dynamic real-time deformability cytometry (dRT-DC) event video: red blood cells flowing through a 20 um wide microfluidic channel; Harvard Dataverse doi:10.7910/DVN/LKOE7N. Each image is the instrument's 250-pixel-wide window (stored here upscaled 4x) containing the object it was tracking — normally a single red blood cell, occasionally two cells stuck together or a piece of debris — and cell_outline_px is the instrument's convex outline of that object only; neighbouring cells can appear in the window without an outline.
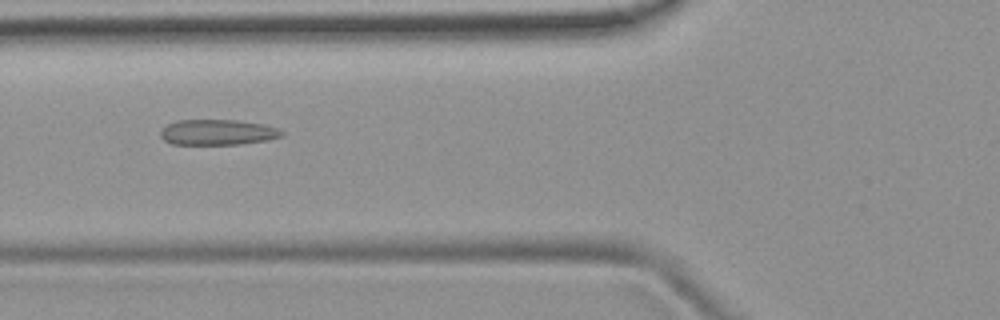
{"species": "common noctule bat (a hibernating species)", "species_latin": "Nyctalus noctula", "temperature_condition": "room temperature", "stored_images_in_passage": 38, "camera_frame_rate_fps": 3000, "um_per_image_px": 0.085, "animal": {"sex": "female", "body_mass_g": 19.9}, "frame": {"image": 1, "passage_image": 6, "time_ms": 1.667, "image_size_px": [1000, 320], "cell_outline_px": [[284, 136], [268, 140], [240, 144], [172, 144], [164, 140], [160, 136], [160, 132], [168, 124], [176, 120], [236, 120], [264, 124], [276, 128], [284, 132]], "centroid_in_image_um": [18.52, 11.24], "position_along_channel_um": 107.3, "area_um2": 18.03}}
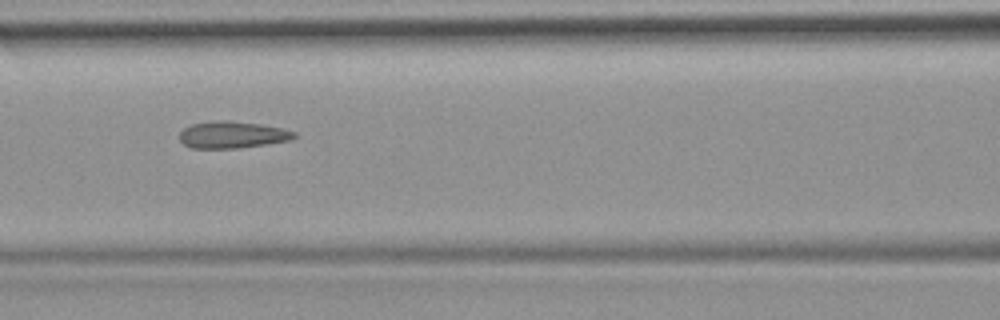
{"frame": {"image": 2, "passage_image": 9, "time_ms": 2.667, "image_size_px": [1000, 320], "cell_outline_px": [[296, 136], [292, 140], [236, 148], [192, 148], [184, 144], [180, 140], [180, 132], [184, 128], [192, 124], [216, 120], [228, 120], [260, 124], [284, 128], [296, 132]], "centroid_in_image_um": [19.76, 11.44], "position_along_channel_um": 146.8, "area_um2": 17.92}}
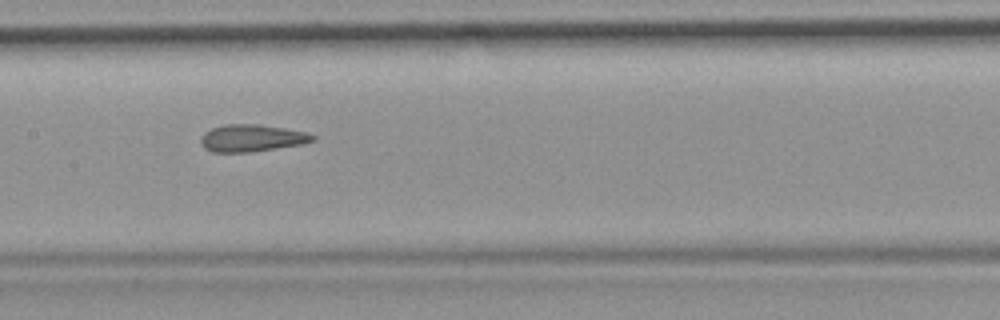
{"frame": {"image": 3, "passage_image": 12, "time_ms": 3.667, "image_size_px": [1000, 320], "cell_outline_px": [[316, 140], [300, 144], [252, 152], [212, 152], [204, 148], [200, 144], [200, 136], [204, 132], [212, 128], [224, 124], [256, 124], [284, 128], [304, 132], [316, 136]], "centroid_in_image_um": [21.34, 11.74], "position_along_channel_um": 186.1, "area_um2": 17.69}, "authors_computed_cell_mechanics": {"area_um2": 17.7735, "velocity_mm_per_s": 3.9262, "shape_relaxation_time_tau1_ms": null, "shape_relaxation_time_tau2_ms": 1.732, "deformation_change_tau1": null, "deformation_change_tau2": 0.0914}}